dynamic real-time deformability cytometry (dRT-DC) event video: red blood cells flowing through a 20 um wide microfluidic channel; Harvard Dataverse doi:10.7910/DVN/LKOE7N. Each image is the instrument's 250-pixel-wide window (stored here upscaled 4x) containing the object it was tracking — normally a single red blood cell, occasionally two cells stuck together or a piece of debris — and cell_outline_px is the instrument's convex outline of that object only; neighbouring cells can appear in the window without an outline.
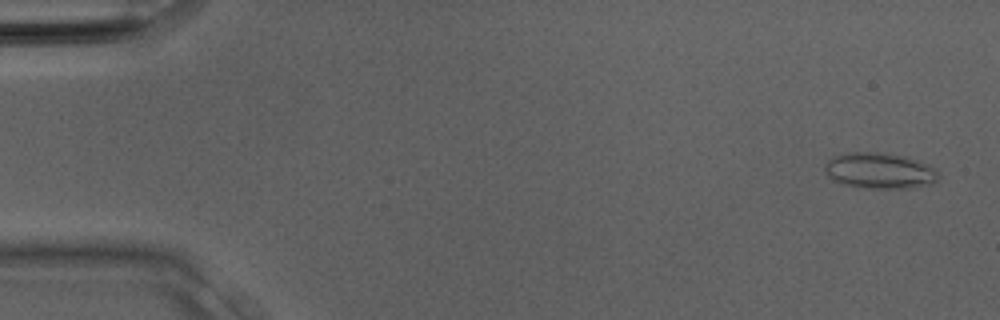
{"species": "Egyptian fruit bat (a non-hibernating species)", "species_latin": "Rousettus aegyptiacus", "temperature_condition": "room temperature", "stored_images_in_passage": 9, "camera_frame_rate_fps": 3000, "um_per_image_px": 0.085, "animal": {"sex": "male"}, "frame": {"image": 1, "passage_image": 2, "time_ms": 0.333, "image_size_px": [1000, 320], "cell_outline_px": [[936, 180], [932, 184], [912, 188], [856, 188], [840, 184], [832, 180], [824, 172], [824, 164], [832, 156], [848, 152], [884, 152], [904, 156], [928, 164], [936, 168]], "centroid_in_image_um": [74.7, 14.51], "position_along_channel_um": 10.3, "area_um2": 24.22}}